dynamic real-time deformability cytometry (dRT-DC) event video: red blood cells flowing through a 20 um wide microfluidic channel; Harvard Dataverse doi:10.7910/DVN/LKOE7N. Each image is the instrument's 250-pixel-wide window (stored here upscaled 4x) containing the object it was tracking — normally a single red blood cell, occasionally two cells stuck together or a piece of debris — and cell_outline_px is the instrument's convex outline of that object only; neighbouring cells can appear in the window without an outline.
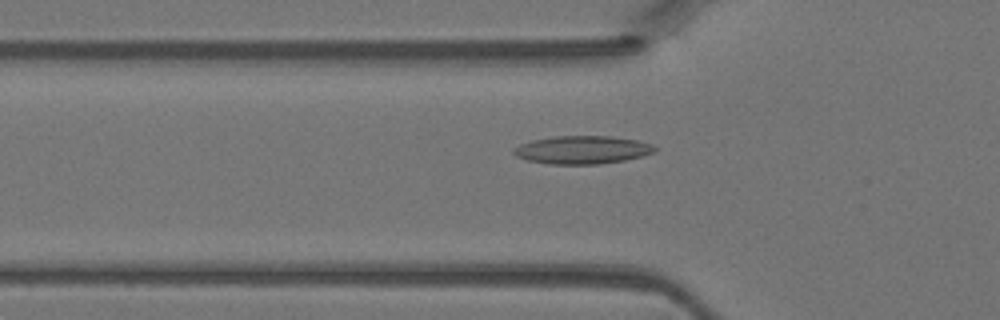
{"species": "Egyptian fruit bat (a non-hibernating species)", "species_latin": "Rousettus aegyptiacus", "temperature_condition": "warm", "stored_images_in_passage": 38, "camera_frame_rate_fps": 3000, "um_per_image_px": 0.085, "animal": {"sex": "female"}, "frame": {"image": 1, "passage_image": 8, "time_ms": 2.333, "image_size_px": [1000, 320], "cell_outline_px": [[656, 152], [644, 156], [624, 160], [600, 164], [548, 164], [528, 160], [516, 156], [512, 152], [512, 148], [520, 144], [532, 140], [552, 136], [612, 136], [636, 140], [652, 144], [656, 148]], "centroid_in_image_um": [49.49, 12.73], "position_along_channel_um": 76.3, "area_um2": 23.24}}
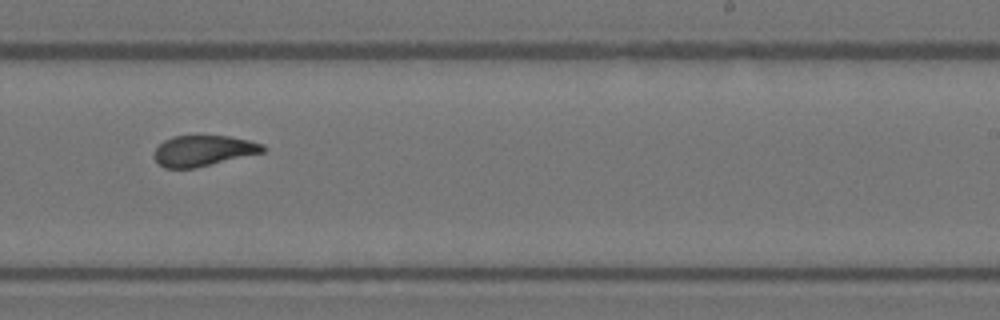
{"frame": {"image": 2, "passage_image": 21, "time_ms": 6.667, "image_size_px": [1000, 320], "cell_outline_px": [[264, 152], [196, 168], [164, 168], [152, 156], [156, 148], [164, 140], [172, 136], [228, 136], [248, 140], [264, 144]], "centroid_in_image_um": [17.26, 12.81], "position_along_channel_um": 271.7, "area_um2": 19.42}}
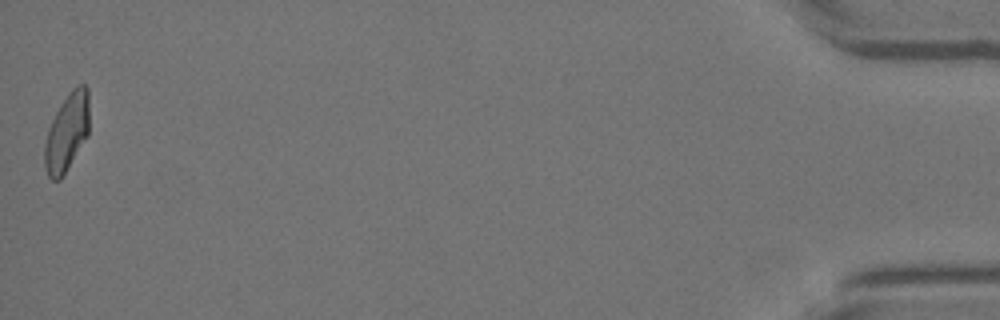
{"frame": {"image": 3, "passage_image": 38, "time_ms": 12.333, "image_size_px": [1000, 320], "cell_outline_px": [[88, 136], [60, 180], [52, 180], [48, 176], [44, 168], [44, 144], [48, 128], [60, 104], [68, 92], [76, 84], [84, 84], [88, 88]], "centroid_in_image_um": [5.67, 11.24], "position_along_channel_um": 429.5, "area_um2": 20.4}}